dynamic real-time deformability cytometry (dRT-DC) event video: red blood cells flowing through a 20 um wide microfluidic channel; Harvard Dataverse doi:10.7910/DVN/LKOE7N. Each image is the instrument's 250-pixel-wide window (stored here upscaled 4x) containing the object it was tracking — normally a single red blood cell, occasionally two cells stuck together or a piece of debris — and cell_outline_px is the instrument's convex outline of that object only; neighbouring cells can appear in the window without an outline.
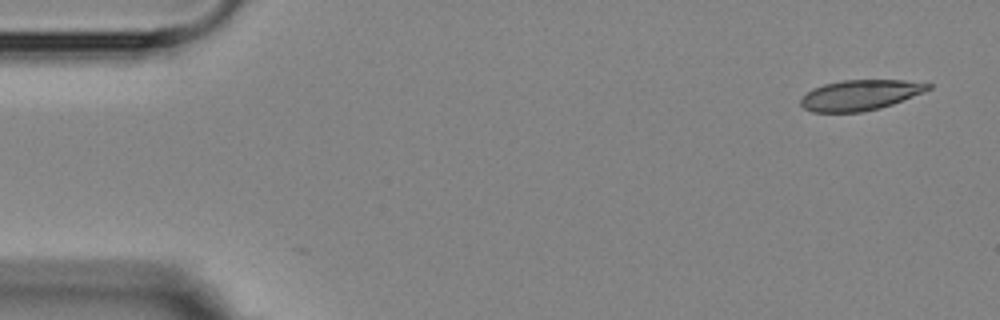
{"species": "Egyptian fruit bat (a non-hibernating species)", "species_latin": "Rousettus aegyptiacus", "temperature_condition": "room temperature", "stored_images_in_passage": 5, "camera_frame_rate_fps": 3000, "um_per_image_px": 0.085, "animal": {"sex": "female"}, "frame": {"image": 1, "passage_image": 1, "time_ms": 0.0, "image_size_px": [1000, 320], "cell_outline_px": [[932, 88], [924, 92], [892, 104], [880, 108], [860, 112], [812, 112], [804, 108], [800, 104], [800, 100], [812, 88], [824, 84], [844, 80], [904, 80], [932, 84]], "centroid_in_image_um": [73.12, 8.08], "position_along_channel_um": 11.9, "area_um2": 22.48}}
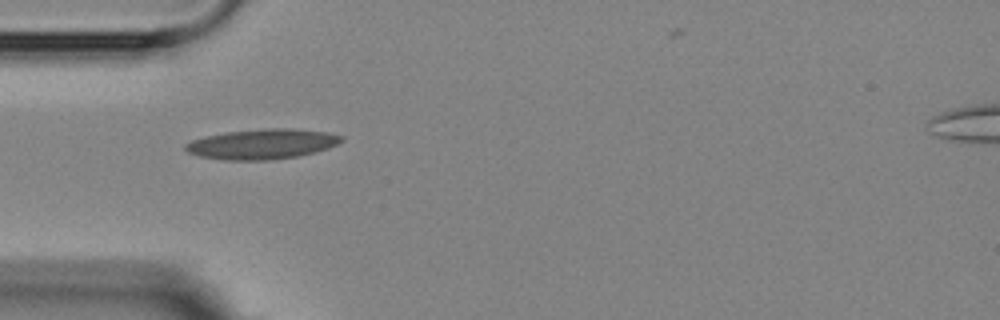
{"frame": {"image": 2, "passage_image": 4, "time_ms": 4.333, "image_size_px": [1000, 320], "cell_outline_px": [[344, 140], [328, 148], [300, 156], [268, 160], [224, 160], [200, 156], [188, 152], [184, 148], [184, 144], [192, 140], [204, 136], [228, 132], [264, 128], [292, 128], [328, 132], [344, 136]], "centroid_in_image_um": [22.3, 12.24], "position_along_channel_um": 62.7, "area_um2": 27.46}}
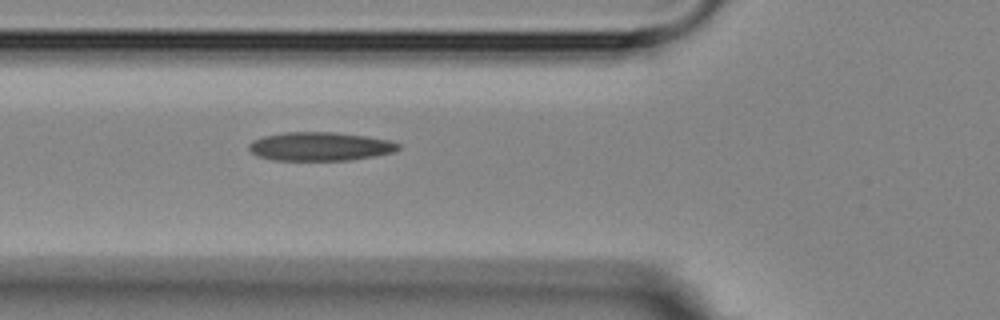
{"frame": {"image": 3, "passage_image": 5, "time_ms": 5.333, "image_size_px": [1000, 320], "cell_outline_px": [[400, 148], [392, 152], [372, 156], [348, 160], [272, 160], [256, 156], [248, 148], [248, 144], [252, 140], [264, 136], [284, 132], [336, 132], [368, 136], [388, 140], [400, 144]], "centroid_in_image_um": [27.16, 12.44], "position_along_channel_um": 98.6, "area_um2": 24.97}}